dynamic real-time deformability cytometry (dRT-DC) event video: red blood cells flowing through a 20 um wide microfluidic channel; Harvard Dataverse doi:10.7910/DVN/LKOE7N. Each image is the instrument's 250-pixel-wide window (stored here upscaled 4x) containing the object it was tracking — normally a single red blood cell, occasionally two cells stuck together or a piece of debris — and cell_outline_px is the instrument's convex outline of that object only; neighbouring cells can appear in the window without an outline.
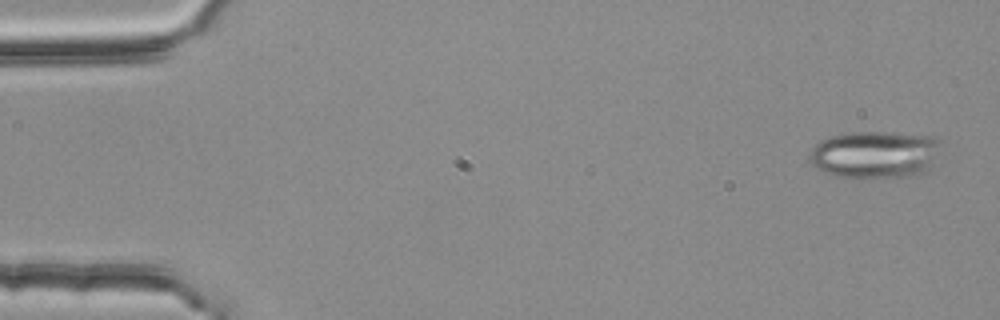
{"species": "common noctule bat (a hibernating species)", "species_latin": "Nyctalus noctula", "temperature_condition": "room temperature", "stored_images_in_passage": 15, "camera_frame_rate_fps": 3000, "um_per_image_px": 0.085, "animal": {"sex": "female", "body_mass_g": 25.1}, "frame": {"image": 1, "passage_image": 1, "time_ms": 0.0, "image_size_px": [1000, 320], "cell_outline_px": [[940, 140], [924, 168], [916, 176], [836, 176], [824, 172], [816, 168], [812, 164], [812, 148], [820, 140], [832, 136], [848, 132], [880, 132], [936, 136]], "centroid_in_image_um": [74.27, 13.09], "position_along_channel_um": 10.7, "area_um2": 34.68}}